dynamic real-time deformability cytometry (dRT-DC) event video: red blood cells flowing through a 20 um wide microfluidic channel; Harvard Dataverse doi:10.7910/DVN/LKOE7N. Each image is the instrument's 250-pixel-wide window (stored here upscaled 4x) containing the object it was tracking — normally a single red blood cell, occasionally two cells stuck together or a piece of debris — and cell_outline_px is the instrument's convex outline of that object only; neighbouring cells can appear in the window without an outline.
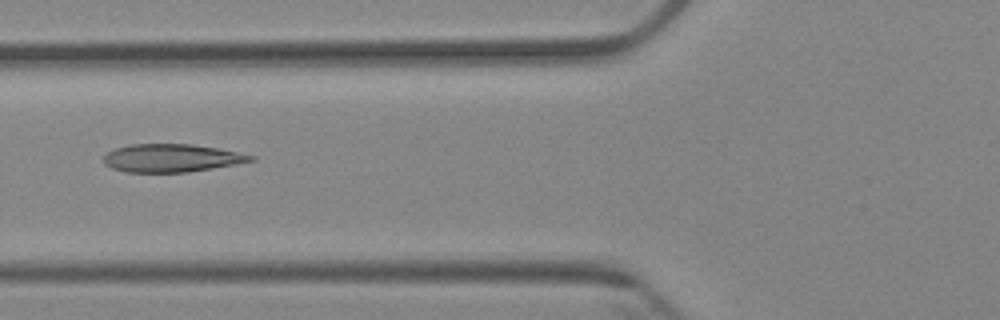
{"species": "Egyptian fruit bat (a non-hibernating species)", "species_latin": "Rousettus aegyptiacus", "temperature_condition": "cold", "stored_images_in_passage": 5, "camera_frame_rate_fps": 3000, "um_per_image_px": 0.085, "animal": {"sex": "female"}, "frame": {"image": 1, "passage_image": 5, "time_ms": 5.667, "image_size_px": [1000, 320], "cell_outline_px": [[256, 160], [236, 164], [188, 172], [124, 172], [112, 168], [104, 164], [104, 156], [108, 152], [116, 148], [128, 144], [192, 144], [216, 148], [256, 156]], "centroid_in_image_um": [14.56, 13.43], "position_along_channel_um": 111.2, "area_um2": 23.93}}